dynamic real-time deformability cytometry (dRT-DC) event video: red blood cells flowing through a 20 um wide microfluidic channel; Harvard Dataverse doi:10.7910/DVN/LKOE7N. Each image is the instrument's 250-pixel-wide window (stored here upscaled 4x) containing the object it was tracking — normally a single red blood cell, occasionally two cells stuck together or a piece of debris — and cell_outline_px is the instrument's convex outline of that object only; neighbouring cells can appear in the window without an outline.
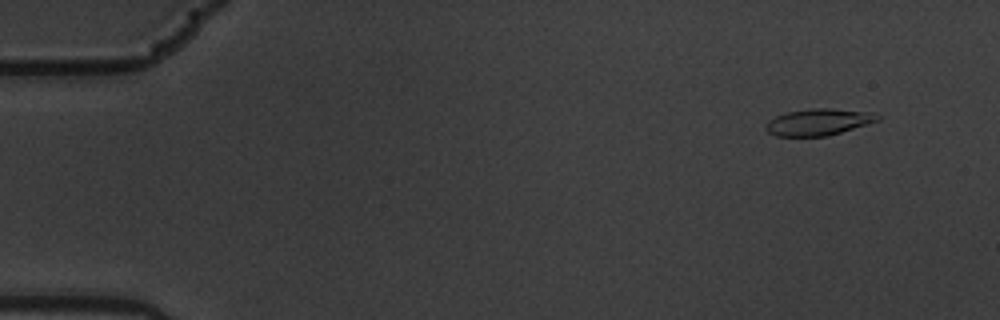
{"species": "common noctule bat (a hibernating species)", "species_latin": "Nyctalus noctula", "temperature_condition": "warm", "stored_images_in_passage": 6, "camera_frame_rate_fps": 3000, "um_per_image_px": 0.085, "animal": {"sex": "male", "body_mass_g": 19.5, "forearm_length_mm": 54.6}, "frame": {"image": 1, "passage_image": 2, "time_ms": 0.333, "image_size_px": [1000, 320], "cell_outline_px": [[880, 120], [828, 136], [776, 136], [768, 132], [764, 128], [764, 124], [768, 120], [776, 116], [788, 112], [812, 108], [832, 108], [872, 112], [880, 116]], "centroid_in_image_um": [69.55, 10.37], "position_along_channel_um": 15.4, "area_um2": 17.4}}
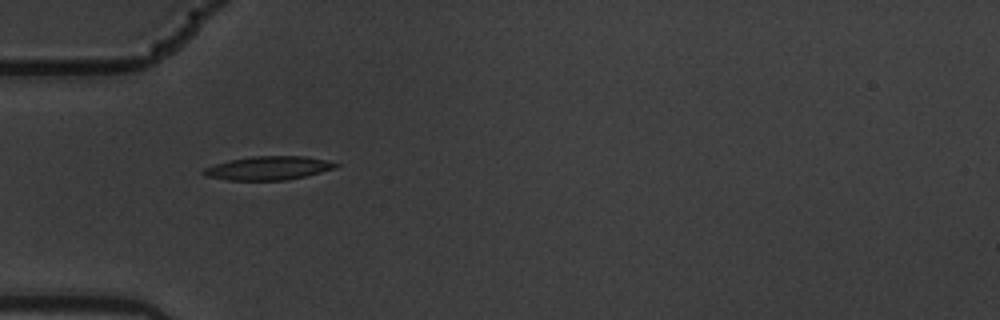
{"frame": {"image": 2, "passage_image": 5, "time_ms": 1.333, "image_size_px": [1000, 320], "cell_outline_px": [[340, 164], [336, 168], [304, 176], [284, 180], [228, 180], [204, 176], [200, 172], [204, 168], [228, 160], [252, 156], [304, 156], [324, 160]], "centroid_in_image_um": [22.76, 14.29], "position_along_channel_um": 62.2, "area_um2": 18.09}}
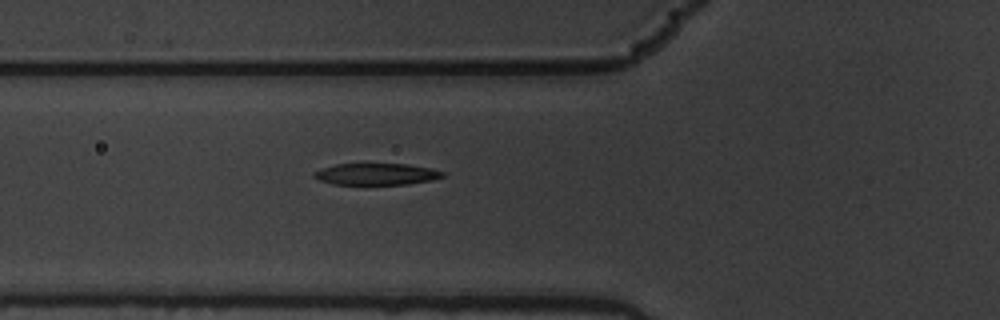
{"frame": {"image": 3, "passage_image": 6, "time_ms": 1.667, "image_size_px": [1000, 320], "cell_outline_px": [[444, 176], [432, 180], [408, 184], [332, 184], [320, 180], [312, 176], [312, 172], [336, 164], [408, 164], [432, 168], [444, 172]], "centroid_in_image_um": [32.0, 14.8], "position_along_channel_um": 93.8, "area_um2": 16.13}}